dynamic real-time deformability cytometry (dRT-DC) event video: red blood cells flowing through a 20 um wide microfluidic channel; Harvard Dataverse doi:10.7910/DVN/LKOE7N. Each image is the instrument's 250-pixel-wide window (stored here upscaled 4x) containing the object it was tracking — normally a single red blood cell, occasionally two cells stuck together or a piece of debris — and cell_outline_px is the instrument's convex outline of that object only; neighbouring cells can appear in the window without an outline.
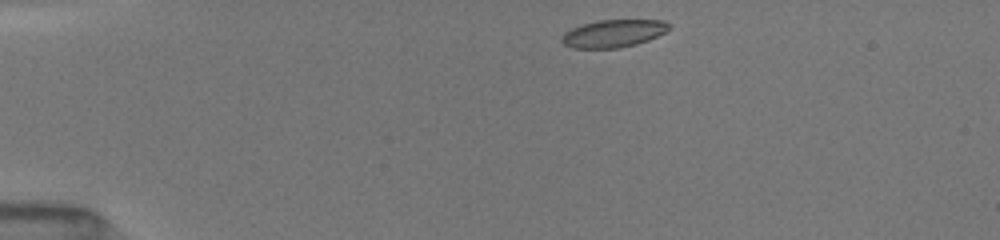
{"species": "common noctule bat (a hibernating species)", "species_latin": "Nyctalus noctula", "temperature_condition": "room temperature", "stored_images_in_passage": 43, "camera_frame_rate_fps": 3000, "um_per_image_px": 0.085, "animal": {"sex": "female", "body_mass_g": 19.5, "forearm_length_mm": 54.1}, "frame": {"image": 1, "passage_image": 1, "time_ms": 0.0, "image_size_px": [1000, 240], "cell_outline_px": [[672, 28], [648, 40], [636, 44], [620, 48], [572, 48], [564, 44], [560, 40], [560, 36], [564, 32], [580, 24], [596, 20], [664, 20]], "centroid_in_image_um": [52.09, 2.84], "position_along_channel_um": 32.9, "area_um2": 17.4}}
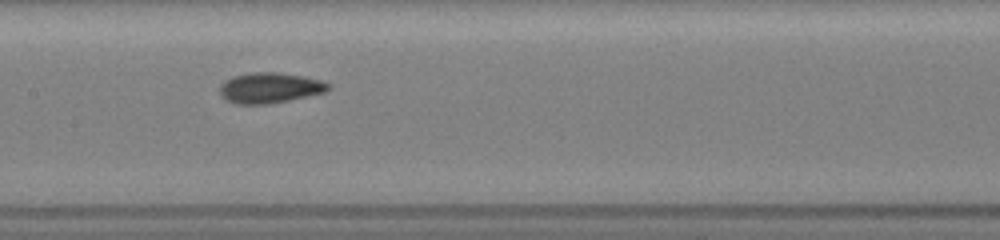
{"frame": {"image": 2, "passage_image": 17, "time_ms": 5.333, "image_size_px": [1000, 240], "cell_outline_px": [[332, 88], [324, 92], [288, 100], [268, 104], [236, 104], [220, 96], [220, 84], [224, 80], [232, 76], [252, 72], [276, 72], [304, 76], [320, 80], [332, 84]], "centroid_in_image_um": [22.92, 7.45], "position_along_channel_um": 184.5, "area_um2": 19.36}}
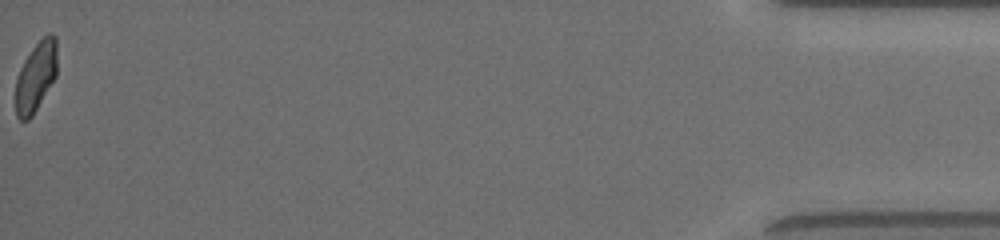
{"frame": {"image": 3, "passage_image": 43, "time_ms": 13.667, "image_size_px": [1000, 240], "cell_outline_px": [[56, 76], [32, 116], [28, 120], [20, 120], [16, 116], [16, 76], [24, 60], [32, 48], [48, 32], [52, 32], [56, 36]], "centroid_in_image_um": [3.04, 6.49], "position_along_channel_um": 432.2, "area_um2": 16.82}, "authors_computed_cell_mechanics": {"area_um2": 18.0914, "velocity_mm_per_s": 4.0343, "shape_relaxation_time_tau1_ms": 3.4348, "shape_relaxation_time_tau2_ms": 1.812, "deformation_change_tau1": 0.1081, "deformation_change_tau2": 0.0543}}